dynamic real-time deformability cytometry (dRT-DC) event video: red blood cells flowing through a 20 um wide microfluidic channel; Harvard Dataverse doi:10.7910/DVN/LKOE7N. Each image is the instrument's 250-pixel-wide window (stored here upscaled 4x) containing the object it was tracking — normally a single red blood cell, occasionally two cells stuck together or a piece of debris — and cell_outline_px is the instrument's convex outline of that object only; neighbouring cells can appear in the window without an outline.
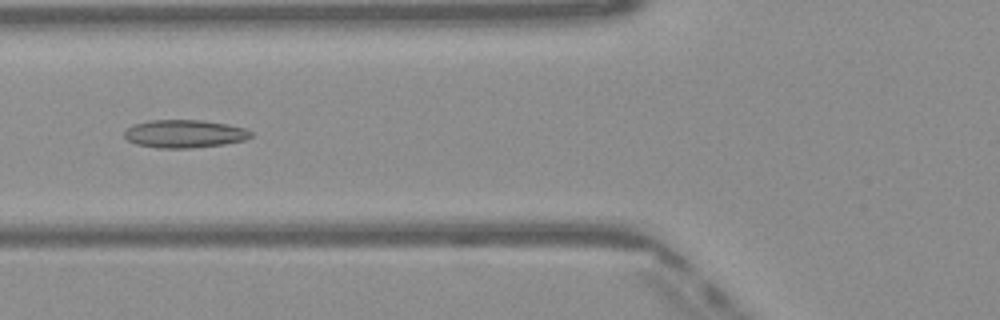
{"species": "Egyptian fruit bat (a non-hibernating species)", "species_latin": "Rousettus aegyptiacus", "temperature_condition": "warm", "stored_images_in_passage": 37, "camera_frame_rate_fps": 3000, "um_per_image_px": 0.085, "frame": {"image": 1, "passage_image": 7, "time_ms": 2.0, "image_size_px": [1000, 320], "cell_outline_px": [[252, 136], [244, 140], [224, 144], [192, 148], [160, 148], [136, 144], [128, 140], [124, 136], [124, 132], [132, 124], [148, 120], [204, 120], [228, 124], [248, 128], [252, 132]], "centroid_in_image_um": [15.7, 11.36], "position_along_channel_um": 110.1, "area_um2": 20.81}}
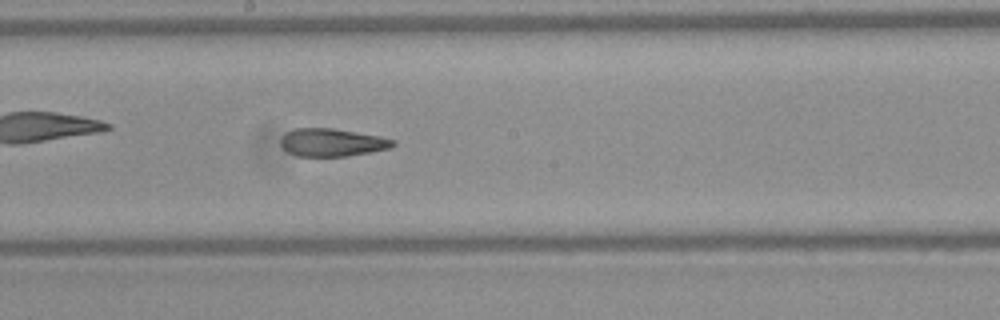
{"frame": {"image": 2, "passage_image": 15, "time_ms": 4.667, "image_size_px": [1000, 320], "cell_outline_px": [[396, 144], [392, 148], [348, 156], [296, 156], [288, 152], [280, 144], [280, 140], [284, 132], [296, 128], [332, 128], [380, 136], [396, 140]], "centroid_in_image_um": [28.23, 12.1], "position_along_channel_um": 220.0, "area_um2": 18.38}}
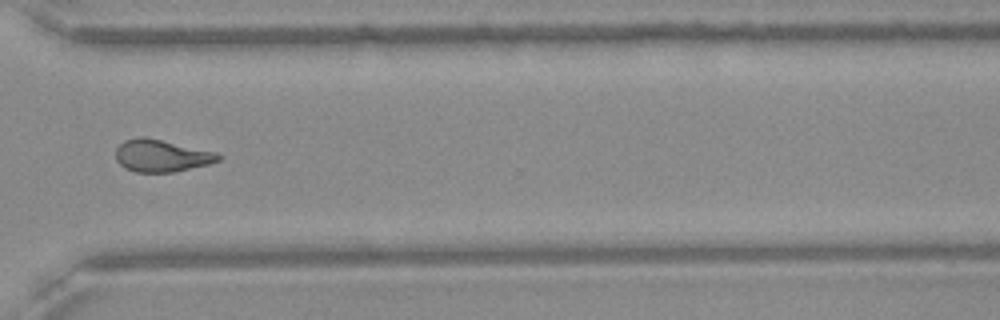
{"frame": {"image": 3, "passage_image": 25, "time_ms": 8.0, "image_size_px": [1000, 320], "cell_outline_px": [[224, 156], [220, 160], [208, 164], [176, 172], [136, 172], [124, 168], [116, 160], [116, 148], [124, 140], [140, 136], [144, 136], [216, 152]], "centroid_in_image_um": [13.73, 13.24], "position_along_channel_um": 356.9, "area_um2": 19.36}, "authors_computed_cell_mechanics": {"area_um2": 19.363, "velocity_mm_per_s": 4.1112, "shape_relaxation_time_tau1_ms": null, "shape_relaxation_time_tau2_ms": 1.7095, "deformation_change_tau1": null, "deformation_change_tau2": 0.0953}}